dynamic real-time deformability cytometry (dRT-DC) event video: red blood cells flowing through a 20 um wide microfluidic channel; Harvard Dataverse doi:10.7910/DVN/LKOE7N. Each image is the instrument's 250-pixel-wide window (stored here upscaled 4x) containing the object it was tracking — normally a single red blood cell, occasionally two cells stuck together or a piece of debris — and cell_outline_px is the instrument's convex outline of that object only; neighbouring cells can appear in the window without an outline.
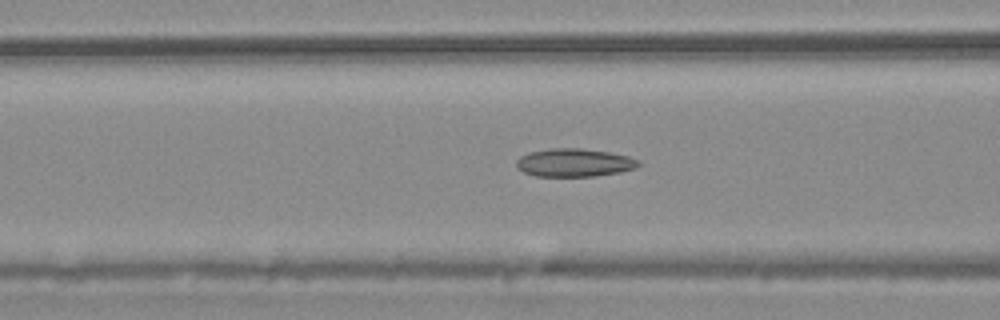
{"species": "common noctule bat (a hibernating species)", "species_latin": "Nyctalus noctula", "temperature_condition": "warm", "stored_images_in_passage": 55, "camera_frame_rate_fps": 3000, "um_per_image_px": 0.085, "animal": {"sex": "male", "body_mass_g": 20.4}, "frame": {"image": 1, "passage_image": 22, "time_ms": 7.0, "image_size_px": [1000, 320], "cell_outline_px": [[644, 164], [636, 168], [620, 172], [596, 176], [536, 176], [524, 172], [516, 168], [516, 160], [520, 156], [528, 152], [552, 148], [580, 148], [608, 152], [628, 156], [640, 160]], "centroid_in_image_um": [48.83, 13.82], "position_along_channel_um": 117.8, "area_um2": 20.23}}
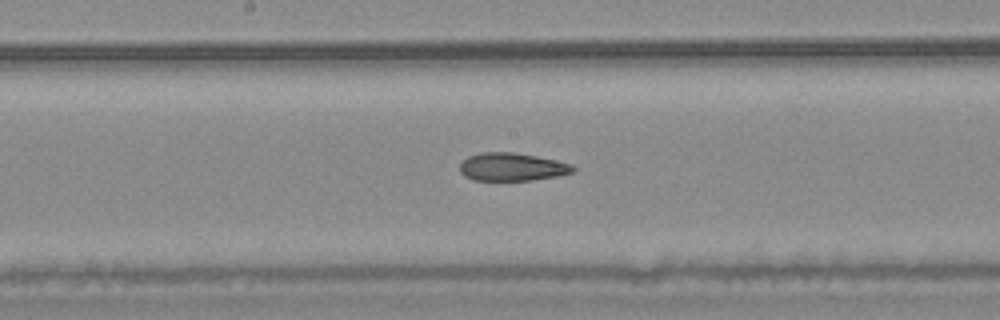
{"frame": {"image": 2, "passage_image": 29, "time_ms": 9.333, "image_size_px": [1000, 320], "cell_outline_px": [[576, 168], [572, 172], [556, 176], [532, 180], [472, 180], [464, 176], [460, 172], [460, 164], [468, 156], [480, 152], [512, 152], [536, 156], [556, 160], [572, 164]], "centroid_in_image_um": [43.5, 14.18], "position_along_channel_um": 204.7, "area_um2": 18.44}}
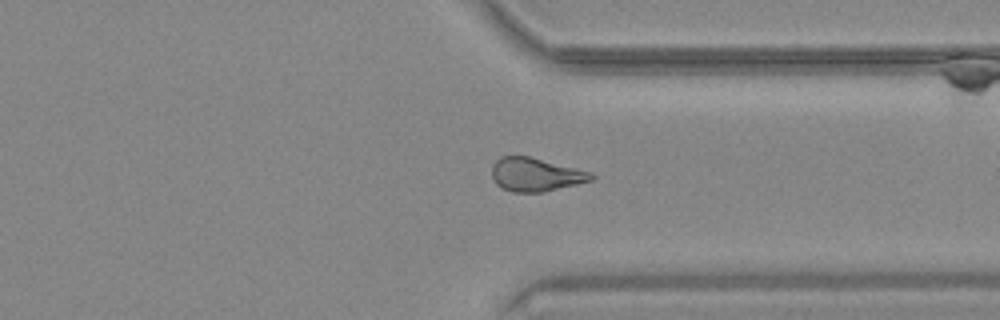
{"frame": {"image": 3, "passage_image": 42, "time_ms": 13.667, "image_size_px": [1000, 320], "cell_outline_px": [[596, 176], [592, 180], [544, 192], [512, 192], [496, 184], [492, 176], [492, 164], [500, 156], [528, 156], [592, 172]], "centroid_in_image_um": [45.52, 14.84], "position_along_channel_um": 365.9, "area_um2": 19.31}, "authors_computed_cell_mechanics": {"area_um2": 20.23, "velocity_mm_per_s": 3.7222, "shape_relaxation_time_tau1_ms": null, "shape_relaxation_time_tau2_ms": 3.8229, "deformation_change_tau1": null, "deformation_change_tau2": 0.109}}